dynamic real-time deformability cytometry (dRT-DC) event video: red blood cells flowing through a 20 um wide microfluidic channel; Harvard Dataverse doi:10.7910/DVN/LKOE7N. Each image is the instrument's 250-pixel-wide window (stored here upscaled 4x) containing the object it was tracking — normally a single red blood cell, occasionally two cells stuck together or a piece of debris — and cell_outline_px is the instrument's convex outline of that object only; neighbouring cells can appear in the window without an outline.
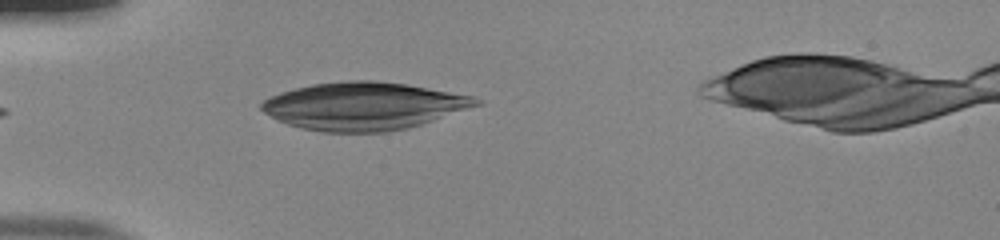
{"species": "human", "species_latin": "Homo sapiens", "temperature_condition": "room temperature", "stored_images_in_passage": 32, "camera_frame_rate_fps": 3000, "um_per_image_px": 0.085, "donor": {"sex": "male"}, "frame": {"image": 1, "passage_image": 1, "time_ms": 0.0, "image_size_px": [1000, 240], "cell_outline_px": [[484, 104], [408, 128], [388, 132], [320, 132], [300, 128], [288, 124], [264, 112], [260, 108], [260, 104], [264, 100], [280, 92], [312, 84], [344, 80], [376, 80], [408, 84], [476, 96], [484, 100]], "centroid_in_image_um": [30.98, 9.01], "position_along_channel_um": 54.0, "area_um2": 60.0}}
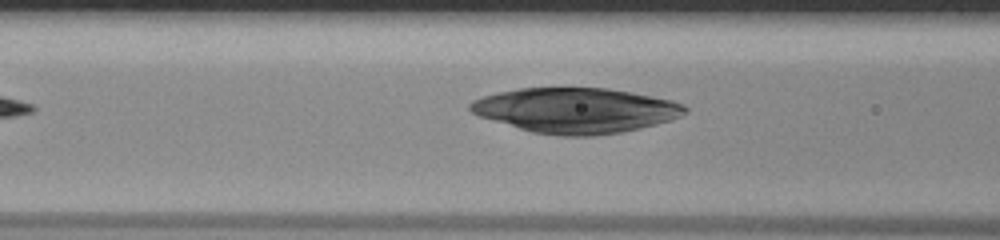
{"frame": {"image": 2, "passage_image": 7, "time_ms": 2.0, "image_size_px": [1000, 240], "cell_outline_px": [[688, 112], [672, 120], [624, 132], [596, 136], [560, 136], [532, 132], [480, 116], [472, 112], [468, 108], [468, 104], [472, 100], [496, 92], [516, 88], [608, 88], [632, 92], [672, 100], [684, 104], [688, 108]], "centroid_in_image_um": [48.97, 9.38], "position_along_channel_um": 117.6, "area_um2": 56.7}}
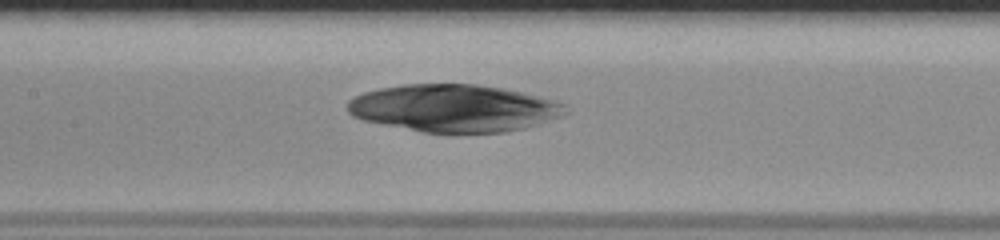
{"frame": {"image": 3, "passage_image": 11, "time_ms": 3.333, "image_size_px": [1000, 240], "cell_outline_px": [[568, 112], [564, 116], [540, 124], [508, 132], [424, 132], [364, 120], [352, 116], [348, 112], [348, 100], [364, 92], [380, 88], [404, 84], [476, 84], [504, 88], [524, 92], [556, 100], [568, 104]], "centroid_in_image_um": [38.67, 9.18], "position_along_channel_um": 168.7, "area_um2": 60.4}}